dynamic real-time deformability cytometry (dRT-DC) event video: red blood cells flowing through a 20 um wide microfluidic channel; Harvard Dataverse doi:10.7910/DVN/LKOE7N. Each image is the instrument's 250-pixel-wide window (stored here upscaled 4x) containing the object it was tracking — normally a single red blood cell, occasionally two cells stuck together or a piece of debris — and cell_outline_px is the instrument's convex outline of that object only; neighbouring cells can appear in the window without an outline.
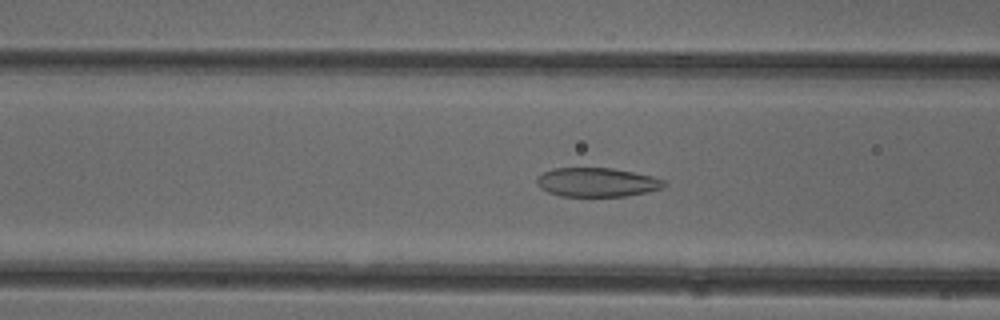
{"species": "common noctule bat (a hibernating species)", "species_latin": "Nyctalus noctula", "temperature_condition": "cold", "stored_images_in_passage": 50, "camera_frame_rate_fps": 3000, "um_per_image_px": 0.085, "animal": {"sex": "female"}, "frame": {"image": 1, "passage_image": 19, "time_ms": 6.0, "image_size_px": [1000, 320], "cell_outline_px": [[668, 184], [660, 188], [644, 192], [624, 196], [560, 196], [548, 192], [540, 188], [536, 184], [536, 176], [544, 172], [556, 168], [612, 168], [652, 176], [664, 180]], "centroid_in_image_um": [50.69, 15.49], "position_along_channel_um": 115.9, "area_um2": 21.39}}
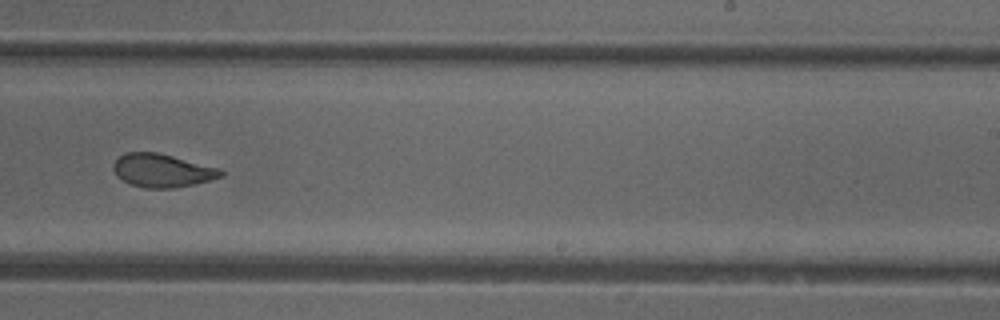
{"frame": {"image": 2, "passage_image": 31, "time_ms": 10.0, "image_size_px": [1000, 320], "cell_outline_px": [[224, 176], [212, 180], [176, 188], [144, 188], [132, 184], [116, 176], [112, 168], [112, 164], [124, 152], [160, 152], [220, 168], [224, 172]], "centroid_in_image_um": [13.81, 14.48], "position_along_channel_um": 275.2, "area_um2": 21.15}}
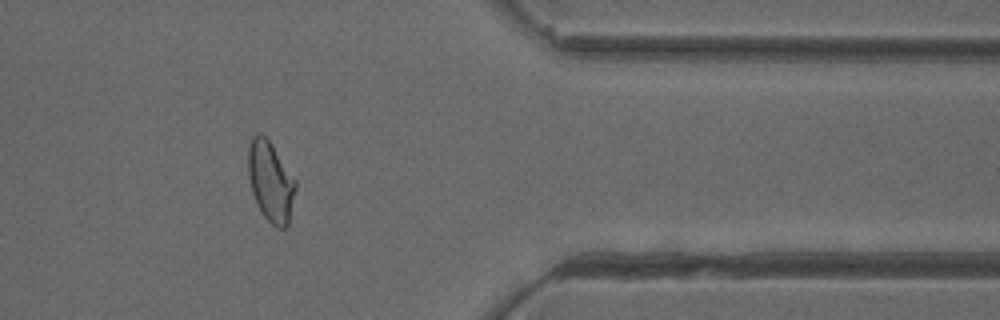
{"frame": {"image": 3, "passage_image": 41, "time_ms": 13.333, "image_size_px": [1000, 320], "cell_outline_px": [[296, 188], [288, 224], [284, 228], [276, 228], [260, 212], [256, 204], [252, 192], [248, 176], [248, 148], [252, 136], [256, 132], [260, 132], [272, 144], [296, 180]], "centroid_in_image_um": [22.99, 15.42], "position_along_channel_um": 388.4, "area_um2": 22.25}, "authors_computed_cell_mechanics": {"area_um2": 22.4842, "velocity_mm_per_s": 3.9892, "shape_relaxation_time_tau1_ms": 6.4339, "shape_relaxation_time_tau2_ms": 1.1185, "deformation_change_tau1": 0.1749, "deformation_change_tau2": 0.0739}}